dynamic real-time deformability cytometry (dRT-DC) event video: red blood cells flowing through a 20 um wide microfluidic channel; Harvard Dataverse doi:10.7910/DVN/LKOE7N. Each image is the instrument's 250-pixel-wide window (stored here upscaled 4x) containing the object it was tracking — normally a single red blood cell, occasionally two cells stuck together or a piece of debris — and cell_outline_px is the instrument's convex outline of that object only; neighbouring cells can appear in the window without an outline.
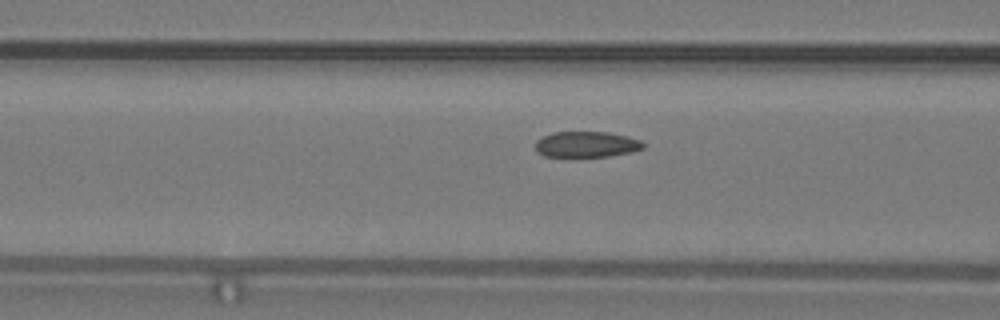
{"species": "common noctule bat (a hibernating species)", "species_latin": "Nyctalus noctula", "temperature_condition": "warm", "stored_images_in_passage": 9, "camera_frame_rate_fps": 3000, "um_per_image_px": 0.085, "animal": {"sex": "male", "body_mass_g": 19.2, "forearm_length_mm": 51.8}, "frame": {"image": 1, "passage_image": 7, "time_ms": 2.0, "image_size_px": [1000, 320], "cell_outline_px": [[644, 148], [632, 152], [608, 156], [544, 156], [536, 152], [536, 140], [552, 132], [608, 132], [628, 136], [640, 140], [644, 144]], "centroid_in_image_um": [49.86, 12.26], "position_along_channel_um": 116.7, "area_um2": 16.18}}